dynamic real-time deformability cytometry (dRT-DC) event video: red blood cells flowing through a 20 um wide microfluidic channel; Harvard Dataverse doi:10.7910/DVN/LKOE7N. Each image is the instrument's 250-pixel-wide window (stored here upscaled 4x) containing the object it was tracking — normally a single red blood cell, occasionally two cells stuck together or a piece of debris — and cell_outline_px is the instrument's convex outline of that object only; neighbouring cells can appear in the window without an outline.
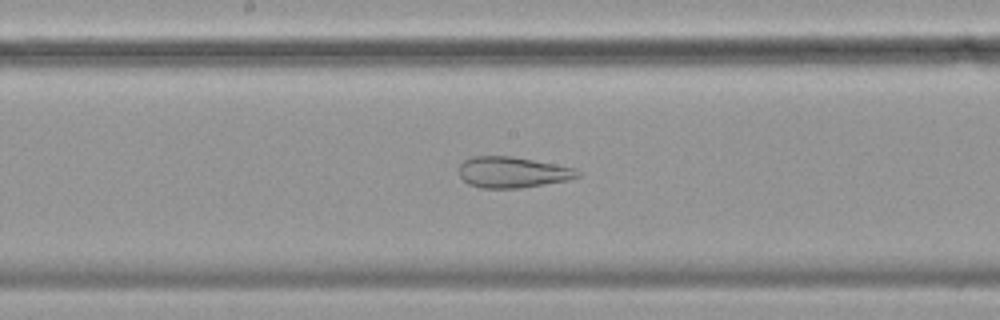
{"species": "common noctule bat (a hibernating species)", "species_latin": "Nyctalus noctula", "temperature_condition": "cold", "stored_images_in_passage": 55, "camera_frame_rate_fps": 3000, "um_per_image_px": 0.085, "animal": {"sex": "female", "body_mass_g": 19.9}, "frame": {"image": 1, "passage_image": 28, "time_ms": 9.0, "image_size_px": [1000, 320], "cell_outline_px": [[580, 176], [572, 180], [520, 188], [480, 188], [468, 184], [460, 176], [460, 164], [464, 160], [472, 156], [512, 156], [576, 168], [580, 172]], "centroid_in_image_um": [43.59, 14.65], "position_along_channel_um": 204.6, "area_um2": 21.56}}
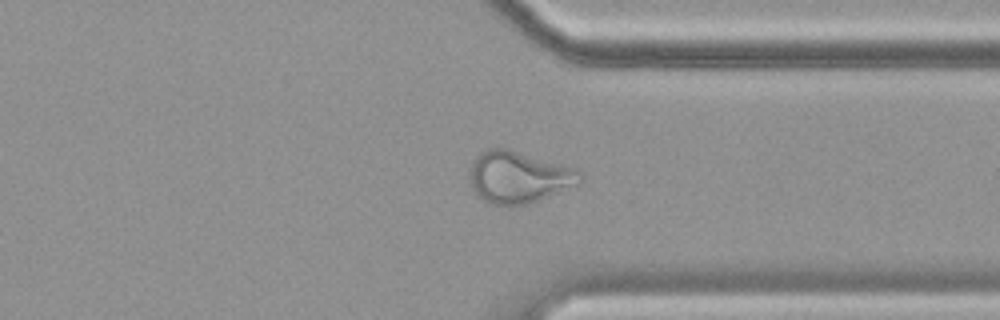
{"frame": {"image": 2, "passage_image": 42, "time_ms": 13.667, "image_size_px": [1000, 320], "cell_outline_px": [[584, 176], [576, 184], [532, 204], [492, 204], [476, 196], [472, 188], [468, 176], [468, 168], [472, 160], [480, 152], [488, 148], [504, 148], [576, 168]], "centroid_in_image_um": [44.02, 15.05], "position_along_channel_um": 367.4, "area_um2": 33.29}}
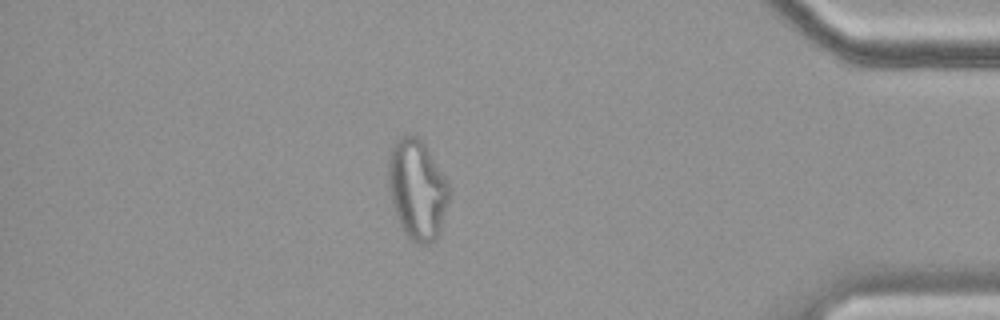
{"frame": {"image": 3, "passage_image": 48, "time_ms": 15.667, "image_size_px": [1000, 320], "cell_outline_px": [[448, 200], [440, 228], [436, 236], [428, 244], [416, 244], [404, 232], [400, 224], [392, 204], [388, 188], [388, 156], [396, 140], [404, 132], [408, 132], [416, 136], [424, 144], [448, 184]], "centroid_in_image_um": [35.4, 16.06], "position_along_channel_um": 399.8, "area_um2": 34.85}}